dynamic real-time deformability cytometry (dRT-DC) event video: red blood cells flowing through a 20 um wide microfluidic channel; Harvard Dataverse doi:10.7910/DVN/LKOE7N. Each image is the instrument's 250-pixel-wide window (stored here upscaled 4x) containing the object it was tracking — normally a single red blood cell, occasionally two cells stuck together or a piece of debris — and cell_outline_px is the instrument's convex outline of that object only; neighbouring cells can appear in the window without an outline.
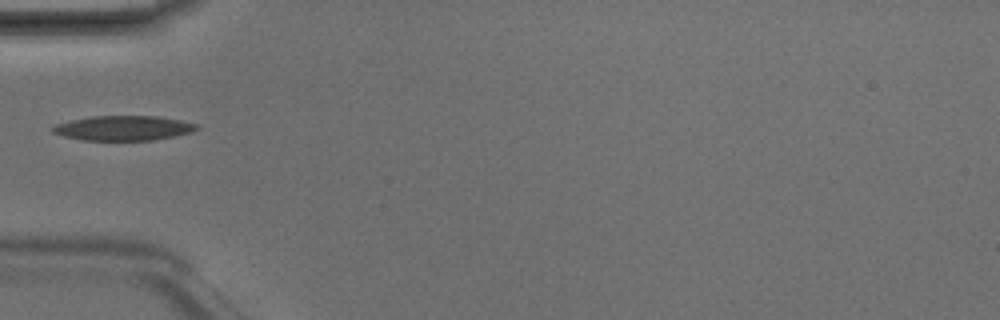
{"species": "Egyptian fruit bat (a non-hibernating species)", "species_latin": "Rousettus aegyptiacus", "temperature_condition": "room temperature", "stored_images_in_passage": 1, "camera_frame_rate_fps": 3000, "um_per_image_px": 0.085, "animal": {"sex": "male"}, "frame": {"image": 1, "passage_image": 1, "time_ms": 0.0, "image_size_px": [1000, 320], "cell_outline_px": [[200, 128], [192, 132], [152, 140], [84, 140], [64, 136], [52, 132], [48, 128], [56, 124], [72, 120], [92, 116], [156, 116], [180, 120], [196, 124]], "centroid_in_image_um": [10.46, 10.88], "position_along_channel_um": 74.5, "area_um2": 20.63}}